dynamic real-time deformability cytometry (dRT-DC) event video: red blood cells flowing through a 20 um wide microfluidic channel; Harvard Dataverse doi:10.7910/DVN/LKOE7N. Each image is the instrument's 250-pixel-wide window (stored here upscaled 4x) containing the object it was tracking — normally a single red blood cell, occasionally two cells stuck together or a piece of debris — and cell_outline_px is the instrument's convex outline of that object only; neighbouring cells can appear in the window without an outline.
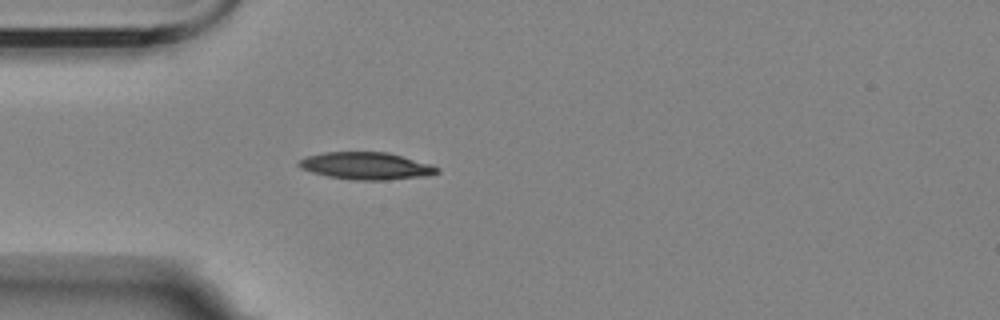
{"species": "Egyptian fruit bat (a non-hibernating species)", "species_latin": "Rousettus aegyptiacus", "temperature_condition": "room temperature", "stored_images_in_passage": 1, "camera_frame_rate_fps": 3000, "um_per_image_px": 0.085, "animal": {"sex": "female"}, "frame": {"image": 1, "passage_image": 1, "time_ms": 0.0, "image_size_px": [1000, 320], "cell_outline_px": [[440, 172], [428, 176], [388, 180], [352, 180], [328, 176], [312, 172], [300, 168], [296, 164], [304, 156], [324, 152], [388, 152], [432, 164], [440, 168]], "centroid_in_image_um": [31.15, 14.1], "position_along_channel_um": 53.9, "area_um2": 22.25}}